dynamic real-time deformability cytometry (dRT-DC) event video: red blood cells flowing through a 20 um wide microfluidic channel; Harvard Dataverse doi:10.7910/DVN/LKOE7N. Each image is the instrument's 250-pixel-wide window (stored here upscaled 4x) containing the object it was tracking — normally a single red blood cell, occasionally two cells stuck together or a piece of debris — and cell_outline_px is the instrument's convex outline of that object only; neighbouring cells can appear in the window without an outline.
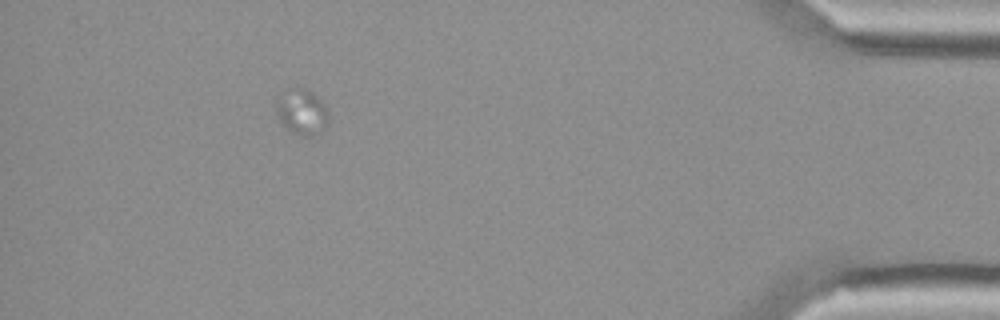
{"species": "Egyptian fruit bat (a non-hibernating species)", "species_latin": "Rousettus aegyptiacus", "temperature_condition": "cold", "stored_images_in_passage": 38, "segment_of_instrument_passage": [1, 2], "camera_frame_rate_fps": 3000, "um_per_image_px": 0.085, "animal": {"sex": "female"}, "frame": {"image": 1, "passage_image": 33, "time_ms": 10.667, "image_size_px": [1000, 320], "cell_outline_px": [[328, 124], [312, 136], [296, 136], [280, 120], [276, 112], [276, 100], [296, 84], [300, 84], [308, 88], [324, 104], [328, 112]], "centroid_in_image_um": [25.66, 9.47], "position_along_channel_um": 409.5, "area_um2": 13.99}}